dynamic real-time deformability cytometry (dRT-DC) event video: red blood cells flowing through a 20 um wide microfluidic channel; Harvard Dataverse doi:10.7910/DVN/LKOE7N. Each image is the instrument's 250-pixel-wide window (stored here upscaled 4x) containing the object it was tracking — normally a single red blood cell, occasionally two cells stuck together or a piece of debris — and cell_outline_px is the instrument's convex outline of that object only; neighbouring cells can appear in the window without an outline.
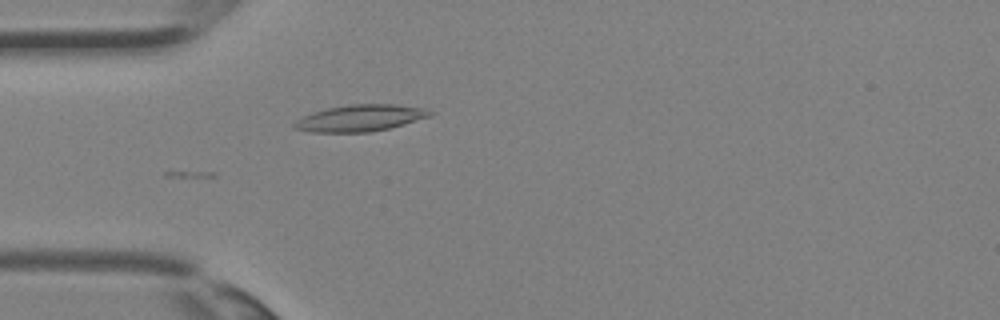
{"species": "Egyptian fruit bat (a non-hibernating species)", "species_latin": "Rousettus aegyptiacus", "temperature_condition": "room temperature", "stored_images_in_passage": 11, "camera_frame_rate_fps": 3000, "um_per_image_px": 0.085, "animal": {"sex": "female"}, "frame": {"image": 1, "passage_image": 11, "time_ms": 3.333, "image_size_px": [1000, 320], "cell_outline_px": [[436, 112], [432, 116], [404, 124], [372, 132], [312, 132], [292, 128], [292, 124], [296, 120], [312, 112], [328, 108], [352, 104], [396, 104], [420, 108]], "centroid_in_image_um": [30.62, 10.04], "position_along_channel_um": 54.4, "area_um2": 20.98}}